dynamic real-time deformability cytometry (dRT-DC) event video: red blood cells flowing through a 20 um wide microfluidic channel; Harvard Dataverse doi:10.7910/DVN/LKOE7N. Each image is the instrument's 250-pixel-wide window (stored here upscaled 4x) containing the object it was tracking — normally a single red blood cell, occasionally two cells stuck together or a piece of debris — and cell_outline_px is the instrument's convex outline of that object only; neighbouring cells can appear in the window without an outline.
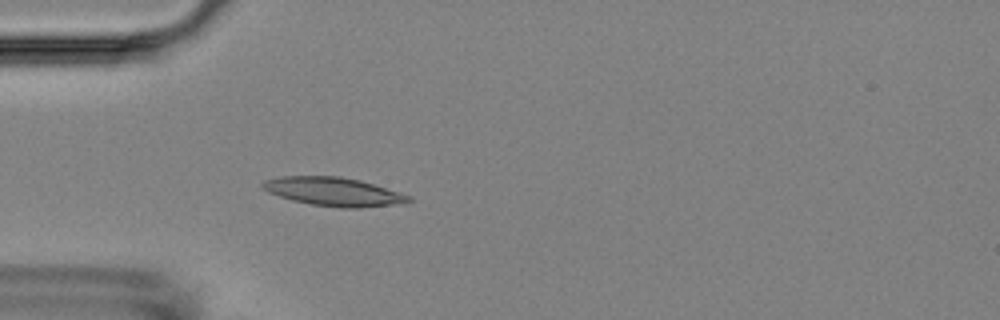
{"species": "Egyptian fruit bat (a non-hibernating species)", "species_latin": "Rousettus aegyptiacus", "temperature_condition": "room temperature", "stored_images_in_passage": 4, "camera_frame_rate_fps": 3000, "um_per_image_px": 0.085, "animal": {"sex": "female"}, "frame": {"image": 1, "passage_image": 4, "time_ms": 3.333, "image_size_px": [1000, 320], "cell_outline_px": [[412, 200], [408, 204], [360, 208], [340, 208], [312, 204], [292, 200], [268, 192], [260, 184], [264, 180], [280, 176], [340, 176], [360, 180], [400, 192], [412, 196]], "centroid_in_image_um": [28.43, 16.3], "position_along_channel_um": 56.6, "area_um2": 24.62}}